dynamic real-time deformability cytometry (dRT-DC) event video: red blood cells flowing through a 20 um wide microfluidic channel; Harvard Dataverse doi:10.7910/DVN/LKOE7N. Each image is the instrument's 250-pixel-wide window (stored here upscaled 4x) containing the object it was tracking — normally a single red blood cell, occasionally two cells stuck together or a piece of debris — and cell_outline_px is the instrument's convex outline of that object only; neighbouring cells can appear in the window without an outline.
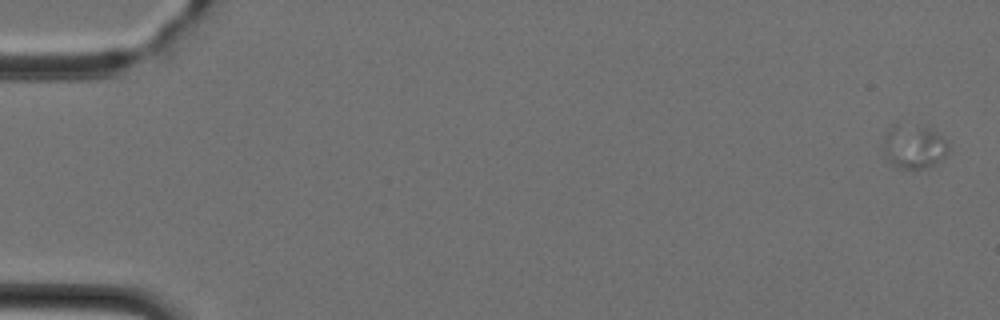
{"species": "Egyptian fruit bat (a non-hibernating species)", "species_latin": "Rousettus aegyptiacus", "temperature_condition": "cold", "stored_images_in_passage": 24, "camera_frame_rate_fps": 3000, "um_per_image_px": 0.085, "animal": {"sex": "female"}, "frame": {"image": 1, "passage_image": 1, "time_ms": 0.0, "image_size_px": [1000, 320], "cell_outline_px": [[948, 152], [936, 164], [928, 168], [916, 172], [900, 168], [892, 164], [884, 156], [884, 140], [888, 128], [892, 124], [896, 124], [928, 128], [940, 136], [948, 144]], "centroid_in_image_um": [77.66, 12.53], "position_along_channel_um": 7.3, "area_um2": 16.76}}
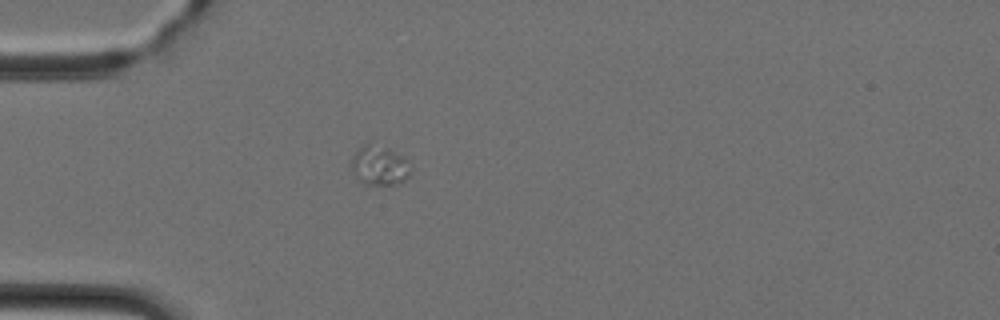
{"frame": {"image": 2, "passage_image": 14, "time_ms": 4.333, "image_size_px": [1000, 320], "cell_outline_px": [[412, 172], [400, 184], [364, 184], [360, 180], [352, 168], [352, 156], [364, 144], [368, 144], [388, 148], [404, 156], [408, 160], [412, 168]], "centroid_in_image_um": [32.32, 14.08], "position_along_channel_um": 52.7, "area_um2": 13.47}}